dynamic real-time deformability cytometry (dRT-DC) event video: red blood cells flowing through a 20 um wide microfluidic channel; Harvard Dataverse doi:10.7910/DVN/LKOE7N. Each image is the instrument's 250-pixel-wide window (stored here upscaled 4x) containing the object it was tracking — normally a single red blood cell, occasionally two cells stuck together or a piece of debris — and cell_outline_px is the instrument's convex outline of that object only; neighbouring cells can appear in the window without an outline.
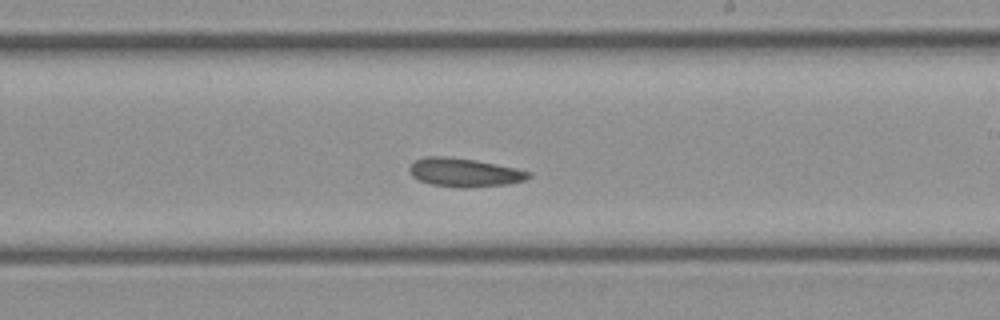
{"species": "common noctule bat (a hibernating species)", "species_latin": "Nyctalus noctula", "temperature_condition": "cold", "stored_images_in_passage": 34, "camera_frame_rate_fps": 3000, "um_per_image_px": 0.085, "animal": {"sex": "female", "body_mass_g": 21.9}, "frame": {"image": 1, "passage_image": 20, "time_ms": 6.333, "image_size_px": [1000, 320], "cell_outline_px": [[532, 176], [524, 180], [508, 184], [464, 188], [432, 184], [420, 180], [412, 176], [408, 168], [416, 160], [424, 156], [448, 156], [476, 160], [516, 168], [532, 172]], "centroid_in_image_um": [39.49, 14.65], "position_along_channel_um": 249.5, "area_um2": 19.83}}